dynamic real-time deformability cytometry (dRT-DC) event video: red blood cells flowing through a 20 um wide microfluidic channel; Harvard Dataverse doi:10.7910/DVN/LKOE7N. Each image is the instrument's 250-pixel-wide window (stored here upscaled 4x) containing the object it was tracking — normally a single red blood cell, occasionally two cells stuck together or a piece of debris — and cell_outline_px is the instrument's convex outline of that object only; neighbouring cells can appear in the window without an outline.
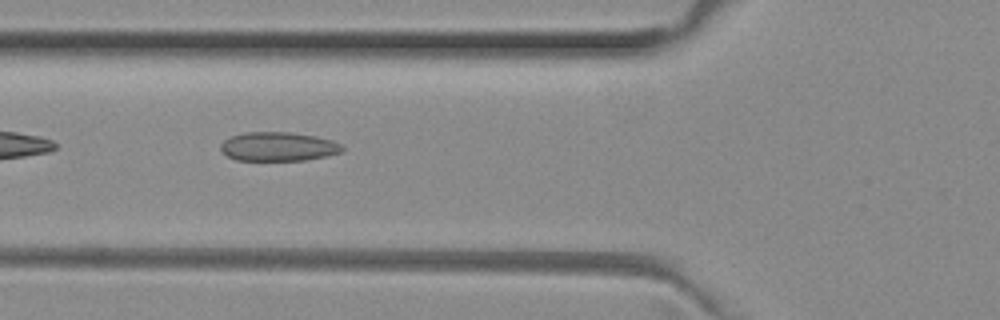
{"species": "common noctule bat (a hibernating species)", "species_latin": "Nyctalus noctula", "temperature_condition": "room temperature", "stored_images_in_passage": 36, "camera_frame_rate_fps": 3000, "um_per_image_px": 0.085, "animal": {"sex": "female", "body_mass_g": 29.2, "forearm_length_mm": 56.3}, "frame": {"image": 1, "passage_image": 4, "time_ms": 1.0, "image_size_px": [1000, 320], "cell_outline_px": [[344, 148], [340, 152], [324, 156], [304, 160], [236, 160], [228, 156], [220, 148], [220, 144], [224, 140], [232, 136], [244, 132], [292, 132], [316, 136], [332, 140], [340, 144]], "centroid_in_image_um": [23.64, 12.45], "position_along_channel_um": 102.2, "area_um2": 20.4}}
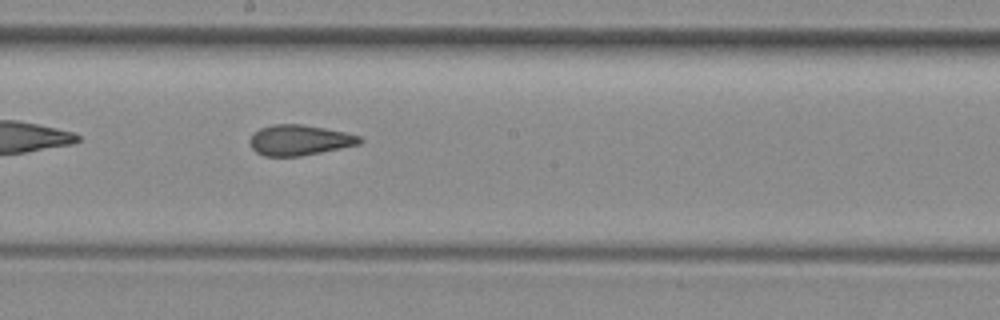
{"frame": {"image": 2, "passage_image": 13, "time_ms": 4.0, "image_size_px": [1000, 320], "cell_outline_px": [[364, 140], [360, 144], [300, 156], [264, 156], [256, 152], [252, 148], [248, 140], [260, 128], [272, 124], [300, 124], [324, 128], [344, 132], [360, 136]], "centroid_in_image_um": [25.44, 11.91], "position_along_channel_um": 222.8, "area_um2": 19.36}}
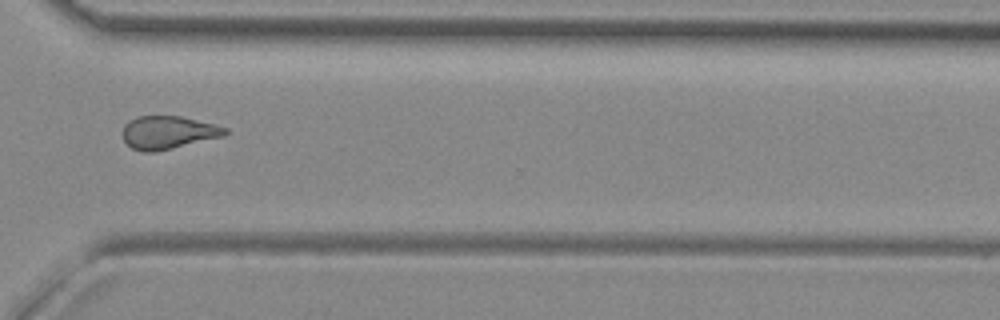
{"frame": {"image": 3, "passage_image": 23, "time_ms": 7.333, "image_size_px": [1000, 320], "cell_outline_px": [[228, 132], [224, 136], [156, 152], [144, 152], [132, 148], [124, 140], [120, 132], [124, 124], [128, 120], [136, 116], [180, 116], [228, 128]], "centroid_in_image_um": [14.23, 11.26], "position_along_channel_um": 356.4, "area_um2": 19.83}, "authors_computed_cell_mechanics": {"area_um2": 19.8832, "velocity_mm_per_s": 4.0238, "shape_relaxation_time_tau1_ms": null, "shape_relaxation_time_tau2_ms": 2.73, "deformation_change_tau1": null, "deformation_change_tau2": 0.1087}}